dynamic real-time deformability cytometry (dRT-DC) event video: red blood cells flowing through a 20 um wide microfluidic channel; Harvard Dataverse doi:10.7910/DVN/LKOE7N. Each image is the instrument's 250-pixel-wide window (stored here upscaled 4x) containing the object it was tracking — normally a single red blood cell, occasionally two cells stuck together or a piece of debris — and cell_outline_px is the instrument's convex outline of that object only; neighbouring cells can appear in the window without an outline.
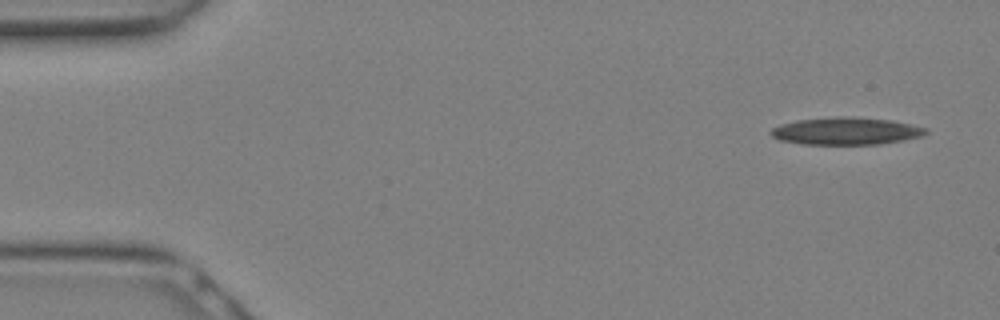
{"species": "Egyptian fruit bat (a non-hibernating species)", "species_latin": "Rousettus aegyptiacus", "temperature_condition": "warm", "stored_images_in_passage": 13, "camera_frame_rate_fps": 3000, "um_per_image_px": 0.085, "animal": {"sex": "female"}, "frame": {"image": 1, "passage_image": 1, "time_ms": 0.0, "image_size_px": [1000, 320], "cell_outline_px": [[928, 132], [920, 136], [904, 140], [880, 144], [804, 144], [780, 140], [772, 136], [768, 132], [772, 128], [780, 124], [796, 120], [836, 116], [852, 116], [888, 120], [928, 128]], "centroid_in_image_um": [71.87, 11.13], "position_along_channel_um": 13.1, "area_um2": 24.68}}
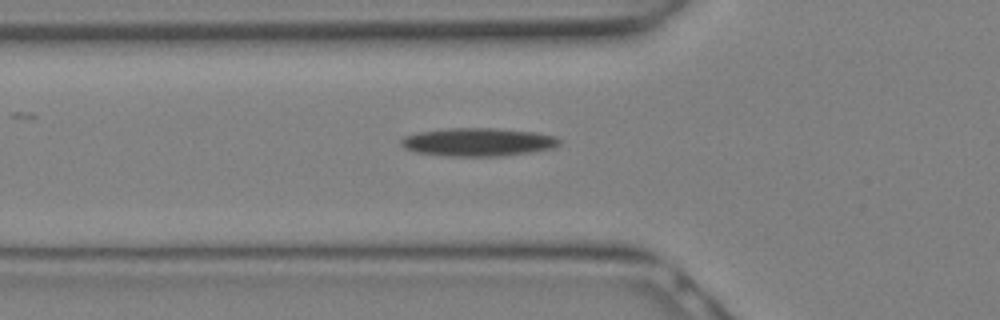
{"frame": {"image": 2, "passage_image": 9, "time_ms": 2.667, "image_size_px": [1000, 320], "cell_outline_px": [[560, 144], [552, 148], [528, 152], [500, 156], [440, 156], [416, 152], [404, 148], [400, 144], [400, 140], [404, 136], [420, 132], [444, 128], [496, 128], [536, 132], [556, 136], [560, 140]], "centroid_in_image_um": [40.6, 12.07], "position_along_channel_um": 85.2, "area_um2": 26.13}}
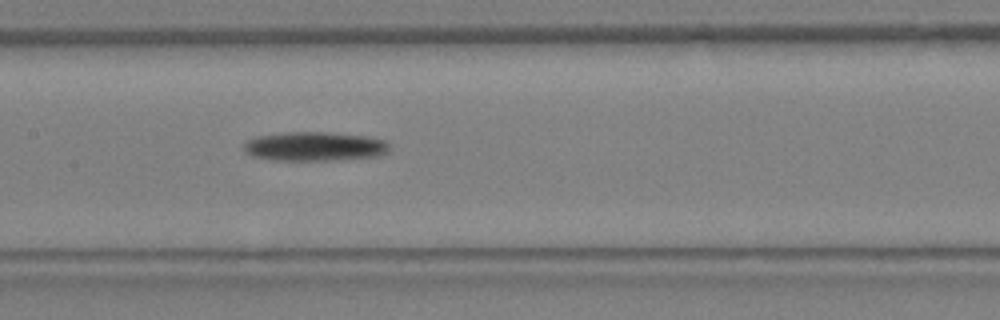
{"frame": {"image": 3, "passage_image": 13, "time_ms": 4.0, "image_size_px": [1000, 320], "cell_outline_px": [[388, 152], [376, 156], [336, 160], [268, 160], [252, 156], [244, 152], [244, 144], [248, 140], [256, 136], [288, 132], [324, 132], [368, 136], [388, 140]], "centroid_in_image_um": [26.73, 12.44], "position_along_channel_um": 180.7, "area_um2": 24.85}}